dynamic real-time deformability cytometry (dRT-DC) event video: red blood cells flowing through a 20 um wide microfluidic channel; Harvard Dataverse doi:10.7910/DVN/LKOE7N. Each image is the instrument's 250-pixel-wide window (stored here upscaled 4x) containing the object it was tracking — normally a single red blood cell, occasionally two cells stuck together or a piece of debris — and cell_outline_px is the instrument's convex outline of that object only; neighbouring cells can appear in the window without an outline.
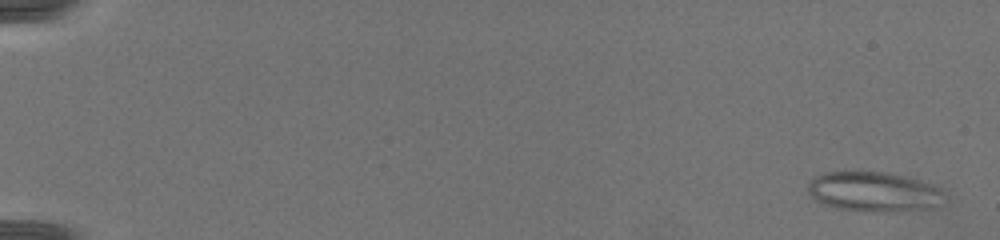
{"species": "common noctule bat (a hibernating species)", "species_latin": "Nyctalus noctula", "temperature_condition": "warm", "stored_images_in_passage": 12, "camera_frame_rate_fps": 3000, "um_per_image_px": 0.085, "animal": {"sex": "female", "body_mass_g": 19.5, "forearm_length_mm": 54.1}, "frame": {"image": 1, "passage_image": 3, "time_ms": 0.667, "image_size_px": [1000, 240], "cell_outline_px": [[940, 192], [932, 208], [888, 212], [872, 212], [840, 208], [816, 200], [808, 192], [808, 184], [816, 176], [824, 172], [888, 172], [920, 180], [932, 184], [940, 188]], "centroid_in_image_um": [74.21, 16.28], "position_along_channel_um": 10.8, "area_um2": 30.87}}
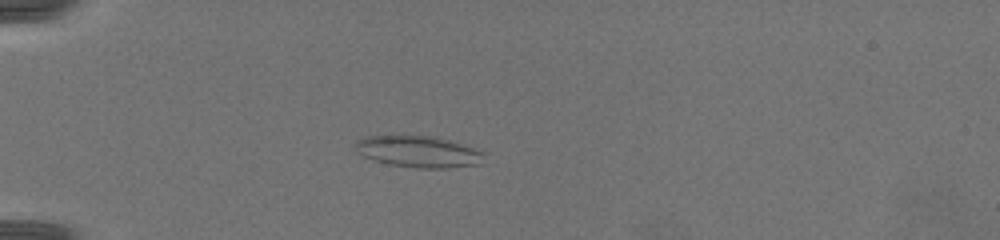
{"frame": {"image": 2, "passage_image": 10, "time_ms": 5.333, "image_size_px": [1000, 240], "cell_outline_px": [[484, 152], [480, 164], [448, 168], [416, 168], [388, 164], [364, 156], [356, 152], [352, 148], [356, 140], [364, 136], [436, 136]], "centroid_in_image_um": [35.5, 12.89], "position_along_channel_um": 49.5, "area_um2": 23.52}}
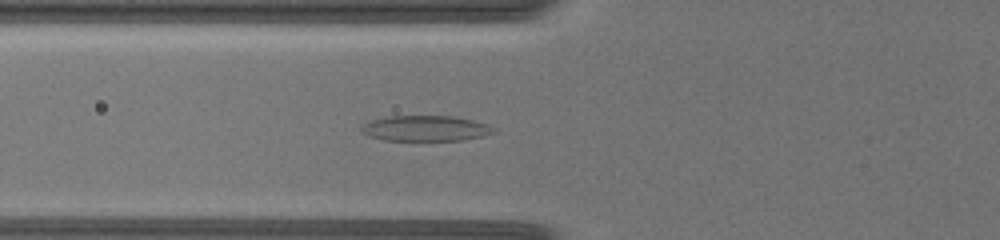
{"frame": {"image": 3, "passage_image": 12, "time_ms": 7.0, "image_size_px": [1000, 240], "cell_outline_px": [[496, 132], [484, 136], [464, 140], [384, 140], [368, 136], [360, 132], [360, 128], [364, 124], [372, 120], [388, 116], [456, 116], [488, 124], [496, 128]], "centroid_in_image_um": [36.2, 10.91], "position_along_channel_um": 89.6, "area_um2": 19.83}}